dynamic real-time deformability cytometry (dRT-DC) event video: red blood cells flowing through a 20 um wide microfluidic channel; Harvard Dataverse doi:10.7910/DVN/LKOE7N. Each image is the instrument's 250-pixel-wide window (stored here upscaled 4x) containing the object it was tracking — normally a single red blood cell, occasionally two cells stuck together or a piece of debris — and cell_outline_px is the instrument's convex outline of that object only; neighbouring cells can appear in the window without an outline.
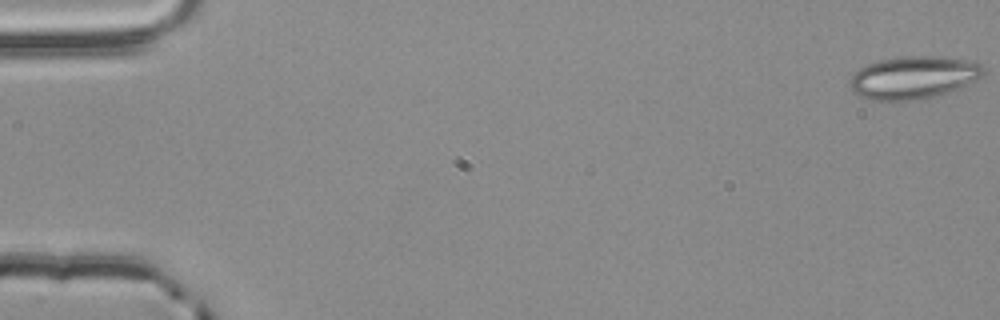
{"species": "common noctule bat (a hibernating species)", "species_latin": "Nyctalus noctula", "temperature_condition": "room temperature", "stored_images_in_passage": 9, "camera_frame_rate_fps": 3000, "um_per_image_px": 0.085, "animal": {"sex": "male", "body_mass_g": 20.4}, "frame": {"image": 1, "passage_image": 1, "time_ms": 0.0, "image_size_px": [1000, 320], "cell_outline_px": [[984, 72], [980, 76], [940, 96], [916, 100], [872, 100], [856, 96], [848, 88], [848, 80], [860, 68], [868, 64], [880, 60], [900, 56], [936, 56], [976, 60], [984, 68]], "centroid_in_image_um": [77.58, 6.59], "position_along_channel_um": 7.4, "area_um2": 33.41}}